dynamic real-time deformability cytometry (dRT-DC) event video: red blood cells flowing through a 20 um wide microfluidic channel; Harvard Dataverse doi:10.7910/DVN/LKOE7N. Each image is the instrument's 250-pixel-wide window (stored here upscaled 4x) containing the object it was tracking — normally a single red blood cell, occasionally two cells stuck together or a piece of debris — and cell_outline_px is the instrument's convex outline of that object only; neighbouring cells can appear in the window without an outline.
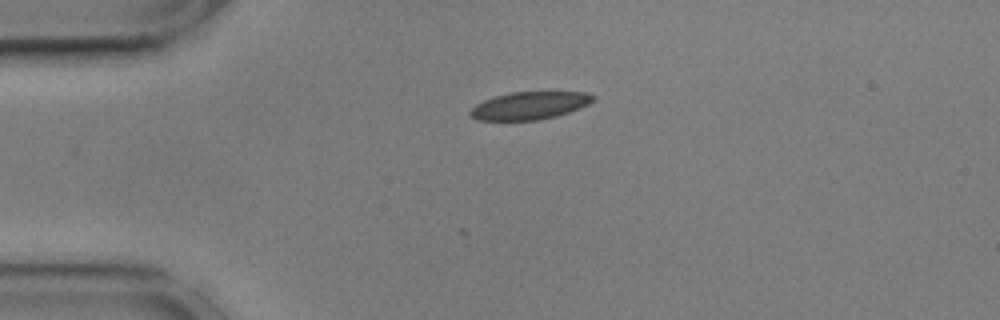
{"species": "common noctule bat (a hibernating species)", "species_latin": "Nyctalus noctula", "temperature_condition": "cold", "stored_images_in_passage": 6, "camera_frame_rate_fps": 3000, "um_per_image_px": 0.085, "animal": {"sex": "male", "body_mass_g": 17.9, "forearm_length_mm": 54.2}, "frame": {"image": 1, "passage_image": 1, "time_ms": 0.0, "image_size_px": [1000, 320], "cell_outline_px": [[596, 100], [580, 108], [556, 116], [536, 120], [476, 120], [468, 116], [468, 112], [476, 104], [484, 100], [496, 96], [512, 92], [584, 92], [596, 96]], "centroid_in_image_um": [45.0, 8.98], "position_along_channel_um": 40.0, "area_um2": 19.83}}